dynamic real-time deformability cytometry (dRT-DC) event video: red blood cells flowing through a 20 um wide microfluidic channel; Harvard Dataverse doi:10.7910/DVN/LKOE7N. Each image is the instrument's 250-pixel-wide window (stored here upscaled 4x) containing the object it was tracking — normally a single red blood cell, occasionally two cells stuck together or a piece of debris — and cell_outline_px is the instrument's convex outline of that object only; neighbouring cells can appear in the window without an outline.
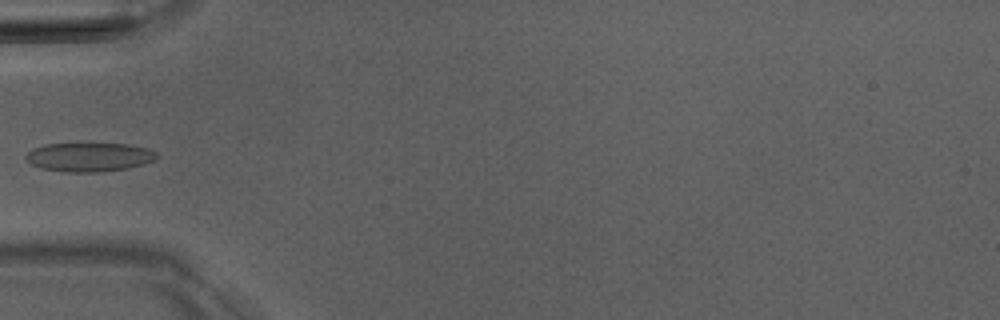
{"species": "Egyptian fruit bat (a non-hibernating species)", "species_latin": "Rousettus aegyptiacus", "temperature_condition": "room temperature", "stored_images_in_passage": 6, "camera_frame_rate_fps": 3000, "um_per_image_px": 0.085, "animal": {"sex": "male"}, "frame": {"image": 1, "passage_image": 6, "time_ms": 5.667, "image_size_px": [1000, 320], "cell_outline_px": [[156, 156], [152, 160], [144, 164], [124, 168], [100, 172], [64, 172], [40, 168], [32, 164], [24, 156], [32, 148], [44, 144], [128, 144], [148, 148], [156, 152]], "centroid_in_image_um": [7.54, 13.35], "position_along_channel_um": 77.5, "area_um2": 21.85}}